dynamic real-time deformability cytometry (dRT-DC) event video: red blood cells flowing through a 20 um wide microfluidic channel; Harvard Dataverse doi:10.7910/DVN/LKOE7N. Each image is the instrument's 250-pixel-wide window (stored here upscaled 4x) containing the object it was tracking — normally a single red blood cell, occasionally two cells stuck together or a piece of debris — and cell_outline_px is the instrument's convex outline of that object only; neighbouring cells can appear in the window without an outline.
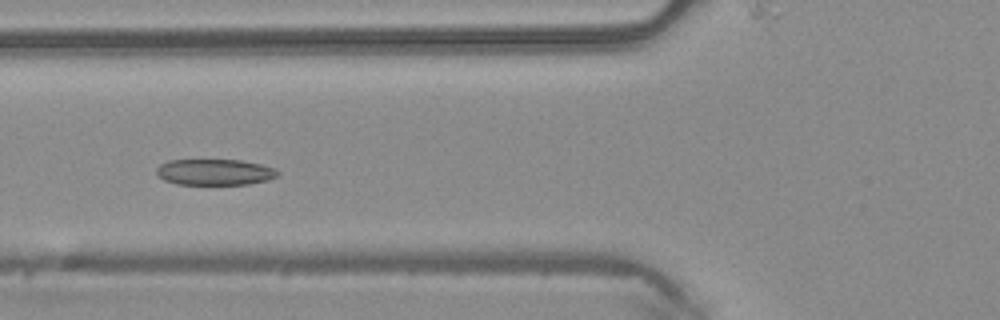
{"species": "common noctule bat (a hibernating species)", "species_latin": "Nyctalus noctula", "temperature_condition": "warm", "stored_images_in_passage": 6, "camera_frame_rate_fps": 3000, "um_per_image_px": 0.085, "animal": {"sex": "male", "body_mass_g": 20.4}, "frame": {"image": 1, "passage_image": 6, "time_ms": 1.667, "image_size_px": [1000, 320], "cell_outline_px": [[280, 172], [276, 176], [268, 180], [248, 184], [176, 184], [164, 180], [156, 172], [156, 168], [160, 164], [168, 160], [240, 160], [260, 164], [276, 168]], "centroid_in_image_um": [18.26, 14.62], "position_along_channel_um": 107.5, "area_um2": 18.38}}